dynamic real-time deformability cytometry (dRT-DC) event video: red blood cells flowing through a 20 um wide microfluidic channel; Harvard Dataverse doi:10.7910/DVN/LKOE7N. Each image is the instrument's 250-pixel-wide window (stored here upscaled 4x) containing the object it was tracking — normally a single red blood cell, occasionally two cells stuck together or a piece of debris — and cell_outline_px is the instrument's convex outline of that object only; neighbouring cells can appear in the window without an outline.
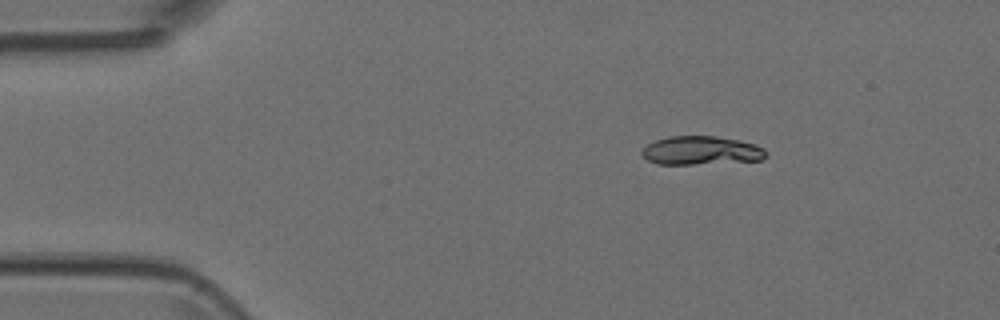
{"species": "Egyptian fruit bat (a non-hibernating species)", "species_latin": "Rousettus aegyptiacus", "temperature_condition": "room temperature", "stored_images_in_passage": 3, "camera_frame_rate_fps": 3000, "um_per_image_px": 0.085, "animal": {"sex": "female"}, "frame": {"image": 1, "passage_image": 1, "time_ms": 0.0, "image_size_px": [1000, 320], "cell_outline_px": [[768, 156], [760, 160], [692, 164], [656, 164], [648, 160], [640, 152], [648, 144], [656, 140], [668, 136], [716, 136], [740, 140], [756, 144], [764, 148], [768, 152]], "centroid_in_image_um": [59.63, 12.79], "position_along_channel_um": 25.4, "area_um2": 20.75}}
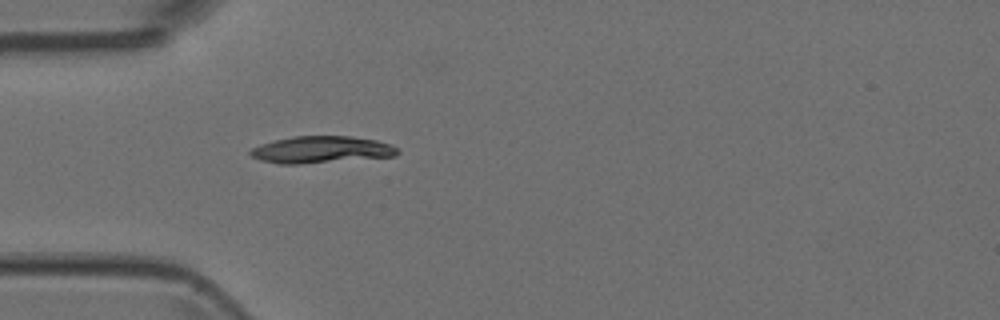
{"frame": {"image": 2, "passage_image": 3, "time_ms": 0.667, "image_size_px": [1000, 320], "cell_outline_px": [[400, 152], [396, 156], [296, 164], [280, 164], [260, 160], [252, 156], [248, 152], [252, 148], [260, 144], [292, 136], [352, 136], [376, 140], [392, 144], [400, 148]], "centroid_in_image_um": [27.35, 12.71], "position_along_channel_um": 57.7, "area_um2": 23.12}}